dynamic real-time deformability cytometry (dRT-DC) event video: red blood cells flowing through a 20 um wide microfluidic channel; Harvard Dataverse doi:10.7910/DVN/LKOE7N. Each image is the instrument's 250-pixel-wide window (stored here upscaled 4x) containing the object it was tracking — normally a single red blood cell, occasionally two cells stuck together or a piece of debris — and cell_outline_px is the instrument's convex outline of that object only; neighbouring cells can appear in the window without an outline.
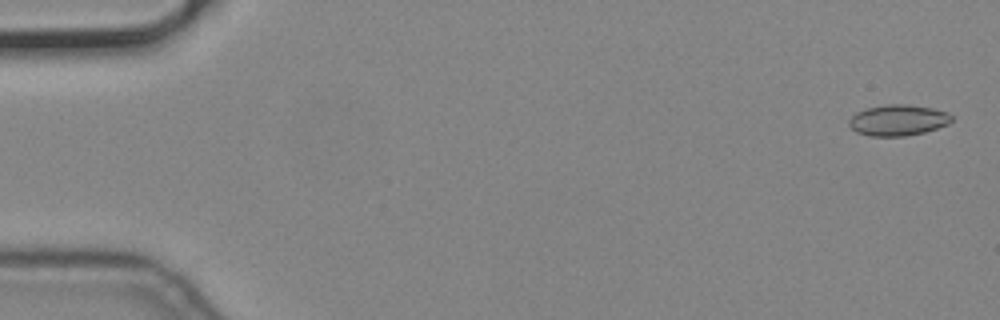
{"species": "common noctule bat (a hibernating species)", "species_latin": "Nyctalus noctula", "temperature_condition": "cold", "stored_images_in_passage": 4, "camera_frame_rate_fps": 3000, "um_per_image_px": 0.085, "animal": {"sex": "male", "body_mass_g": 19.2, "forearm_length_mm": 51.8}, "frame": {"image": 1, "passage_image": 1, "time_ms": 0.0, "image_size_px": [1000, 320], "cell_outline_px": [[952, 120], [948, 124], [924, 132], [904, 136], [868, 136], [856, 132], [848, 124], [848, 120], [856, 112], [868, 108], [888, 104], [904, 104], [932, 108], [948, 112], [952, 116]], "centroid_in_image_um": [76.32, 10.22], "position_along_channel_um": 8.7, "area_um2": 18.44}}